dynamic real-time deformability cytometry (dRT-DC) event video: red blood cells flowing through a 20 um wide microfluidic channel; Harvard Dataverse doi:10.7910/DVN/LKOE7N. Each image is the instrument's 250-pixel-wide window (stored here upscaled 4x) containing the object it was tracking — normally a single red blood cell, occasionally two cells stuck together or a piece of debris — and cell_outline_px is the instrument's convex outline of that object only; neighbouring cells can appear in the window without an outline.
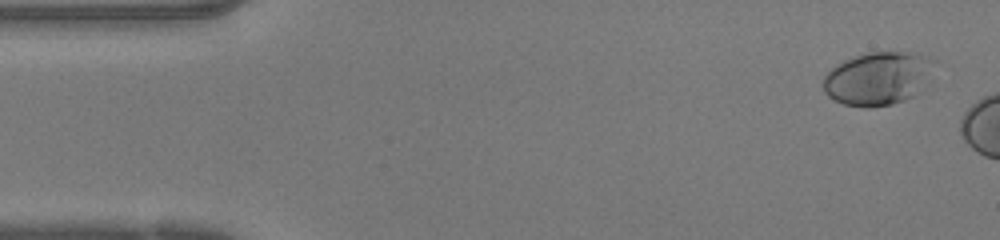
{"species": "human", "species_latin": "Homo sapiens", "temperature_condition": "warm", "stored_images_in_passage": 7, "camera_frame_rate_fps": 3000, "um_per_image_px": 0.085, "donor": {"sex": "female"}, "frame": {"image": 1, "passage_image": 2, "time_ms": 0.333, "image_size_px": [1000, 240], "cell_outline_px": [[936, 60], [932, 80], [928, 84], [912, 96], [904, 100], [892, 104], [868, 108], [844, 104], [828, 96], [824, 92], [824, 76], [836, 64], [844, 60], [868, 52], [916, 52], [928, 56]], "centroid_in_image_um": [74.7, 6.65], "position_along_channel_um": 10.3, "area_um2": 34.91}}